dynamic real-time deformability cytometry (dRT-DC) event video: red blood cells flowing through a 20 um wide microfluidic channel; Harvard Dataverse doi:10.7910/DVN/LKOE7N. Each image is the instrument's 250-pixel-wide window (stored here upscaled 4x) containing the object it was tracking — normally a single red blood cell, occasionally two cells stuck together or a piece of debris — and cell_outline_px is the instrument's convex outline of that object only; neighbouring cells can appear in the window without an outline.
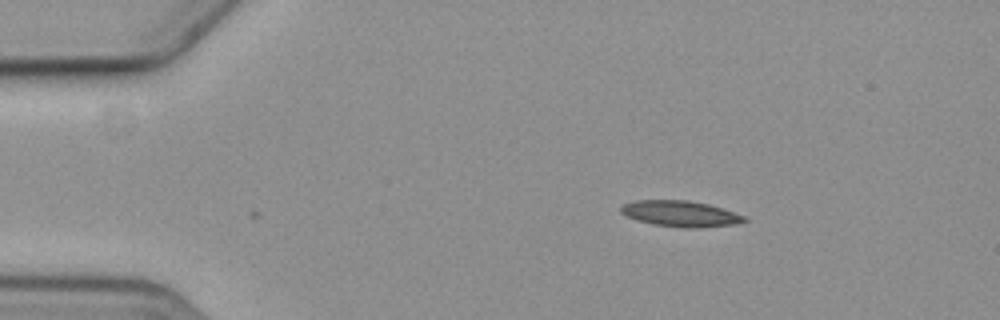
{"species": "common noctule bat (a hibernating species)", "species_latin": "Nyctalus noctula", "temperature_condition": "cold", "stored_images_in_passage": 2, "camera_frame_rate_fps": 3000, "um_per_image_px": 0.085, "animal": {"sex": "female", "body_mass_g": 19.3, "forearm_length_mm": 54.1}, "frame": {"image": 1, "passage_image": 2, "time_ms": 1.333, "image_size_px": [1000, 320], "cell_outline_px": [[748, 220], [736, 224], [700, 228], [684, 228], [652, 224], [628, 216], [620, 212], [620, 208], [624, 204], [636, 200], [688, 200], [708, 204], [744, 216]], "centroid_in_image_um": [57.84, 18.17], "position_along_channel_um": 27.2, "area_um2": 18.44}}